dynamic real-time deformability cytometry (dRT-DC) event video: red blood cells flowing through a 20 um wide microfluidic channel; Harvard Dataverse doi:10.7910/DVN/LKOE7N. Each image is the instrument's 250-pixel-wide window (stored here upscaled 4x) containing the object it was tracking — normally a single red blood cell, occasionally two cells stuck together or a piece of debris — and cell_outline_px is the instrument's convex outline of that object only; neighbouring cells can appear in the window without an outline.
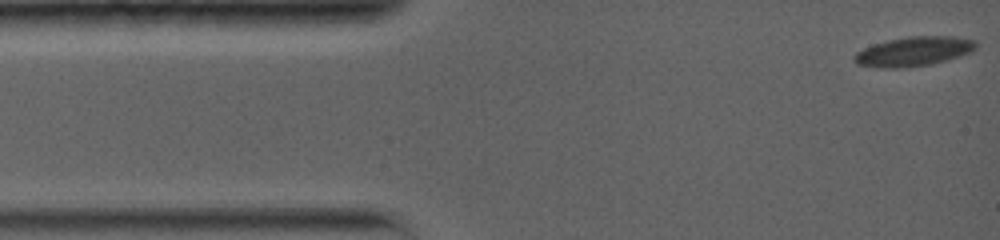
{"species": "common noctule bat (a hibernating species)", "species_latin": "Nyctalus noctula", "temperature_condition": "warm", "stored_images_in_passage": 32, "camera_frame_rate_fps": 5000, "um_per_image_px": 0.085, "animal": {"sex": "female", "body_mass_g": 19.0, "forearm_length_mm": 56.7}, "frame": {"image": 1, "passage_image": 1, "time_ms": 0.0, "image_size_px": [1000, 240], "cell_outline_px": [[976, 48], [972, 52], [948, 60], [928, 64], [896, 68], [888, 68], [856, 64], [852, 60], [852, 56], [856, 52], [864, 48], [888, 40], [908, 36], [952, 36], [976, 40]], "centroid_in_image_um": [77.68, 4.36], "position_along_channel_um": 7.3, "area_um2": 20.75}}
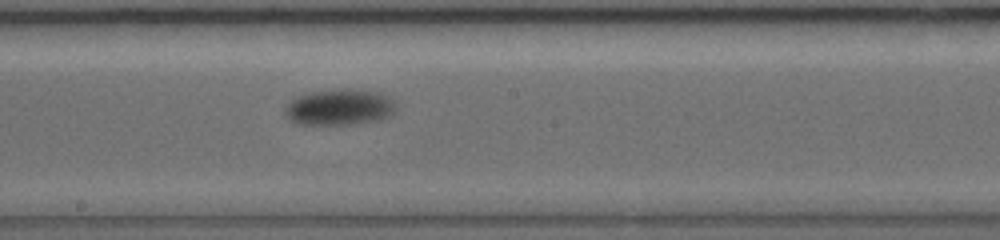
{"frame": {"image": 2, "passage_image": 18, "time_ms": 8.2, "image_size_px": [1000, 240], "cell_outline_px": [[396, 108], [388, 116], [376, 120], [348, 124], [296, 124], [288, 120], [284, 112], [284, 108], [296, 96], [312, 92], [340, 88], [344, 88], [380, 92], [388, 96], [396, 104]], "centroid_in_image_um": [28.82, 9.1], "position_along_channel_um": 219.4, "area_um2": 23.29}}
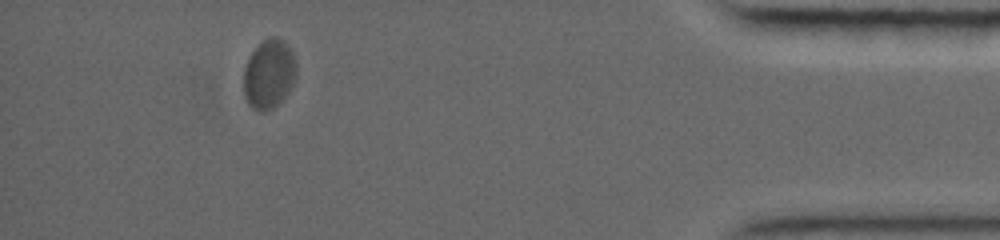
{"frame": {"image": 3, "passage_image": 31, "time_ms": 15.4, "image_size_px": [1000, 240], "cell_outline_px": [[296, 76], [288, 92], [272, 108], [260, 112], [252, 108], [248, 104], [244, 96], [244, 68], [248, 56], [264, 40], [272, 36], [276, 36], [284, 40], [288, 44], [296, 60]], "centroid_in_image_um": [22.86, 6.27], "position_along_channel_um": 412.3, "area_um2": 21.27}, "authors_computed_cell_mechanics": {"area_um2": 21.964, "velocity_mm_per_s": 3.5392, "shape_relaxation_time_tau1_ms": 1.0448, "shape_relaxation_time_tau2_ms": 2.3911, "deformation_change_tau1": 0.0688, "deformation_change_tau2": null}}